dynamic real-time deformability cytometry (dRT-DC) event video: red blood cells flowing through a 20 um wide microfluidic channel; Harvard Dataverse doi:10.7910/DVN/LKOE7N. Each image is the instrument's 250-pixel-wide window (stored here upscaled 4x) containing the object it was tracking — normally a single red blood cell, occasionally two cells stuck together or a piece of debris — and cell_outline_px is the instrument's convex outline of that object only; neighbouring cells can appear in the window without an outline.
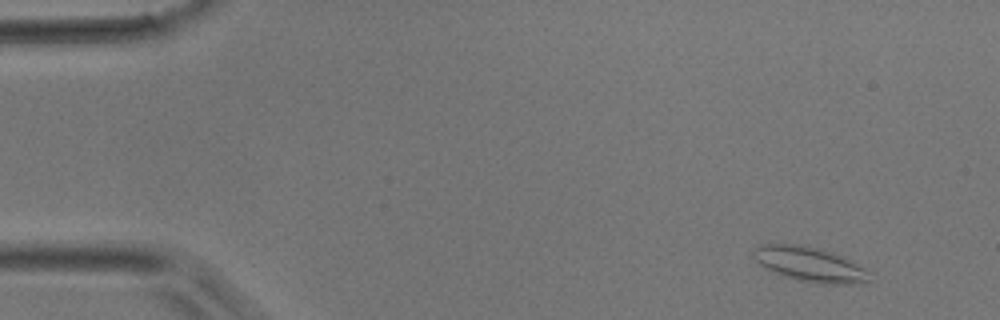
{"species": "common noctule bat (a hibernating species)", "species_latin": "Nyctalus noctula", "temperature_condition": "room temperature", "stored_images_in_passage": 12, "camera_frame_rate_fps": 3000, "um_per_image_px": 0.085, "animal": {"sex": "male", "body_mass_g": 17.9}, "frame": {"image": 1, "passage_image": 4, "time_ms": 1.0, "image_size_px": [1000, 320], "cell_outline_px": [[868, 280], [848, 284], [816, 284], [800, 280], [776, 272], [760, 264], [752, 256], [752, 248], [764, 244], [796, 244], [820, 248], [840, 256], [864, 268]], "centroid_in_image_um": [68.75, 22.44], "position_along_channel_um": 16.2, "area_um2": 22.72}}